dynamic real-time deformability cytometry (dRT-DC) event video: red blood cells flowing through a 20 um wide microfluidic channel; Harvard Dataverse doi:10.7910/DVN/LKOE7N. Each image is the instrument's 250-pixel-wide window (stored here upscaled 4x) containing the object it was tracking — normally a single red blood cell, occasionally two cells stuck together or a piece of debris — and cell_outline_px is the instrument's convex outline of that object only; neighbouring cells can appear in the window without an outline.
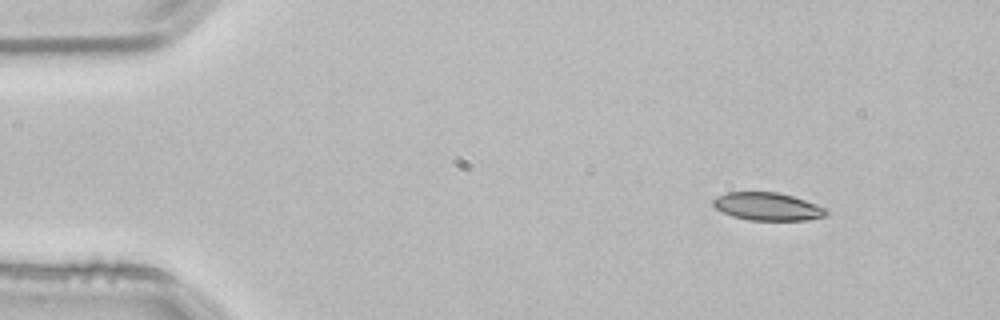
{"species": "common noctule bat (a hibernating species)", "species_latin": "Nyctalus noctula", "temperature_condition": "room temperature", "stored_images_in_passage": 2, "camera_frame_rate_fps": 3000, "um_per_image_px": 0.085, "animal": {"sex": "male", "body_mass_g": 21.5, "forearm_length_mm": 52.0}, "frame": {"image": 1, "passage_image": 1, "time_ms": 0.0, "image_size_px": [1000, 320], "cell_outline_px": [[828, 212], [824, 216], [808, 220], [748, 220], [732, 216], [716, 208], [712, 204], [712, 200], [716, 196], [724, 192], [776, 192], [792, 196], [828, 208]], "centroid_in_image_um": [65.23, 17.55], "position_along_channel_um": 19.8, "area_um2": 18.38}}